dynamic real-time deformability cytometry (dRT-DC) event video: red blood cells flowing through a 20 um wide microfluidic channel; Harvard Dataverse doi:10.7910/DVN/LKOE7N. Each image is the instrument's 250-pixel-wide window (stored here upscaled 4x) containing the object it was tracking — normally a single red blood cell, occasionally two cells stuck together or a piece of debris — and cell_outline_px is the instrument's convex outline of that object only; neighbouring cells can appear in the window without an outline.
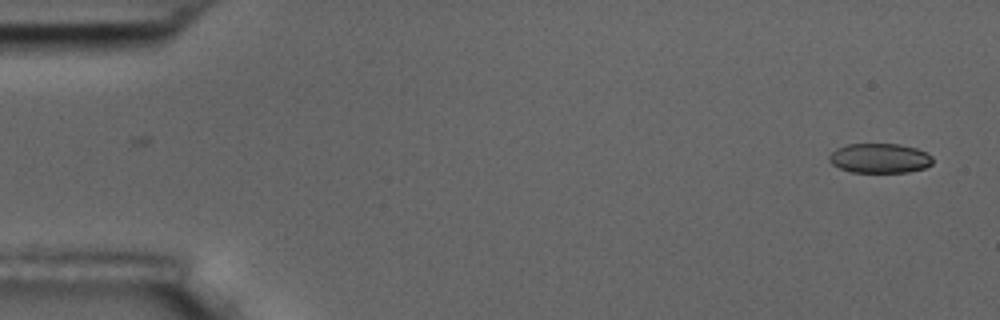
{"species": "common noctule bat (a hibernating species)", "species_latin": "Nyctalus noctula", "temperature_condition": "room temperature", "stored_images_in_passage": 6, "camera_frame_rate_fps": 3000, "um_per_image_px": 0.085, "animal": {"sex": "male", "body_mass_g": 17.5, "forearm_length_mm": 52.3}, "frame": {"image": 1, "passage_image": 1, "time_ms": 0.0, "image_size_px": [1000, 320], "cell_outline_px": [[932, 164], [924, 168], [908, 172], [852, 172], [840, 168], [832, 164], [828, 160], [828, 156], [836, 148], [848, 144], [900, 144], [916, 148], [932, 156]], "centroid_in_image_um": [74.76, 13.45], "position_along_channel_um": 10.2, "area_um2": 17.86}}